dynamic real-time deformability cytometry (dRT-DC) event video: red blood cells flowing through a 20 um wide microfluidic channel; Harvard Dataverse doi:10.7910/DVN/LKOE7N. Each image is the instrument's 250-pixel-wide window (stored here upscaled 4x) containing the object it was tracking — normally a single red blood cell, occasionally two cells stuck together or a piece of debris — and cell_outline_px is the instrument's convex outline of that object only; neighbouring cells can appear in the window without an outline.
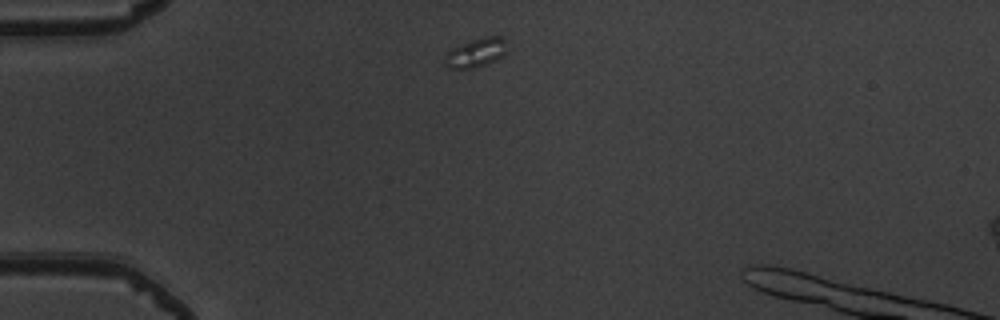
{"species": "common noctule bat (a hibernating species)", "species_latin": "Nyctalus noctula", "temperature_condition": "warm", "stored_images_in_passage": 13, "camera_frame_rate_fps": 3000, "um_per_image_px": 0.085, "animal": {"sex": "male", "body_mass_g": 19.5, "forearm_length_mm": 54.6}, "frame": {"image": 1, "passage_image": 1, "time_ms": 0.0, "image_size_px": [1000, 320], "cell_outline_px": [[508, 52], [504, 56], [496, 60], [472, 68], [448, 68], [444, 64], [444, 56], [452, 48], [460, 44], [472, 40], [488, 36], [504, 36]], "centroid_in_image_um": [40.49, 4.47], "position_along_channel_um": 44.5, "area_um2": 10.58}}